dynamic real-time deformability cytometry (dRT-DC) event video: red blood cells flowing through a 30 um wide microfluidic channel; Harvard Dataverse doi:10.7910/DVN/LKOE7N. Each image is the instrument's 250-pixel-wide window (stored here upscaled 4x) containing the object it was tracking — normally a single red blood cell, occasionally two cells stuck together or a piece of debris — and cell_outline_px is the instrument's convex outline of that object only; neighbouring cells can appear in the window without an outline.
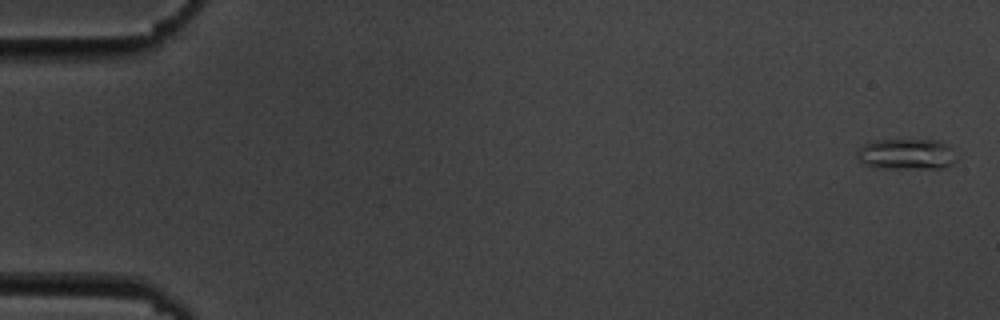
{"species": "common noctule bat (a hibernating species)", "species_latin": "Nyctalus noctula", "temperature_condition": "cold", "stored_images_in_passage": 8, "camera_frame_rate_fps": 3000, "um_per_image_px": 0.085, "animal": {"sex": "male", "body_mass_g": 19.5, "forearm_length_mm": 54.6}, "frame": {"image": 1, "passage_image": 1, "time_ms": 0.0, "image_size_px": [1000, 320], "cell_outline_px": [[956, 160], [952, 164], [944, 168], [876, 168], [864, 164], [856, 156], [856, 152], [864, 144], [872, 140], [936, 140], [948, 144], [952, 148]], "centroid_in_image_um": [77.04, 13.1], "position_along_channel_um": 8.0, "area_um2": 17.98}}
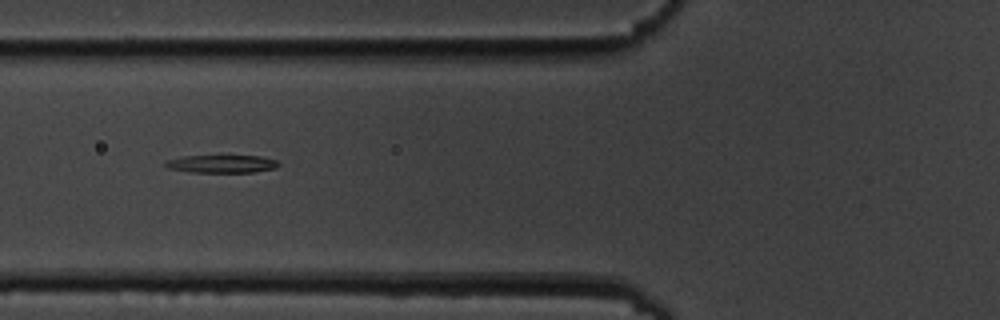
{"frame": {"image": 2, "passage_image": 7, "time_ms": 7.0, "image_size_px": [1000, 320], "cell_outline_px": [[280, 164], [276, 168], [252, 172], [192, 172], [168, 168], [164, 164], [164, 160], [184, 156], [260, 156], [276, 160]], "centroid_in_image_um": [18.83, 13.93], "position_along_channel_um": 107.0, "area_um2": 11.68}}
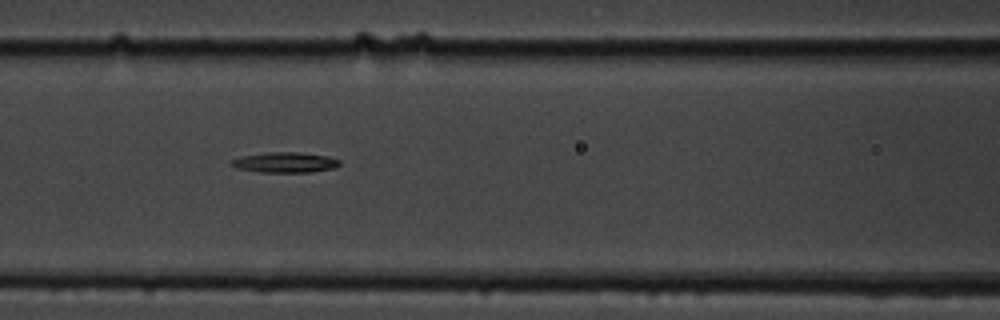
{"frame": {"image": 3, "passage_image": 8, "time_ms": 8.0, "image_size_px": [1000, 320], "cell_outline_px": [[340, 164], [332, 168], [312, 172], [260, 172], [236, 168], [228, 164], [232, 160], [240, 156], [268, 152], [296, 152], [328, 156], [340, 160]], "centroid_in_image_um": [24.18, 13.8], "position_along_channel_um": 142.4, "area_um2": 12.83}}